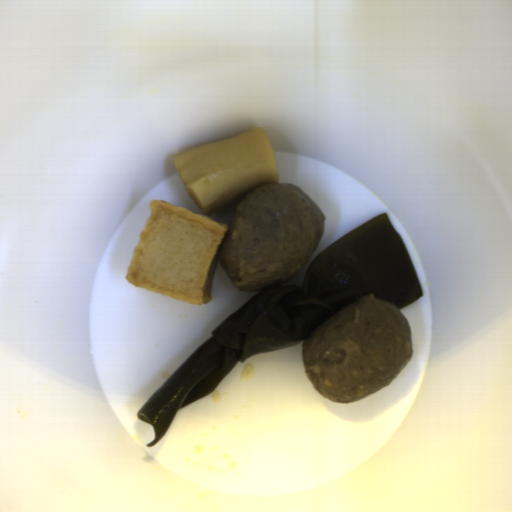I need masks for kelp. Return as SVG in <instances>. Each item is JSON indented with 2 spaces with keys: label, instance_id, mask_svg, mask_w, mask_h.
Masks as SVG:
<instances>
[{
  "label": "kelp",
  "instance_id": "kelp-1",
  "mask_svg": "<svg viewBox=\"0 0 512 512\" xmlns=\"http://www.w3.org/2000/svg\"><path fill=\"white\" fill-rule=\"evenodd\" d=\"M373 294L399 311L424 296L407 247L387 213L350 230L308 265L302 285L274 283L220 323L140 408L154 447L179 409L209 395L234 365L305 342L350 303Z\"/></svg>",
  "mask_w": 512,
  "mask_h": 512
}]
</instances>
